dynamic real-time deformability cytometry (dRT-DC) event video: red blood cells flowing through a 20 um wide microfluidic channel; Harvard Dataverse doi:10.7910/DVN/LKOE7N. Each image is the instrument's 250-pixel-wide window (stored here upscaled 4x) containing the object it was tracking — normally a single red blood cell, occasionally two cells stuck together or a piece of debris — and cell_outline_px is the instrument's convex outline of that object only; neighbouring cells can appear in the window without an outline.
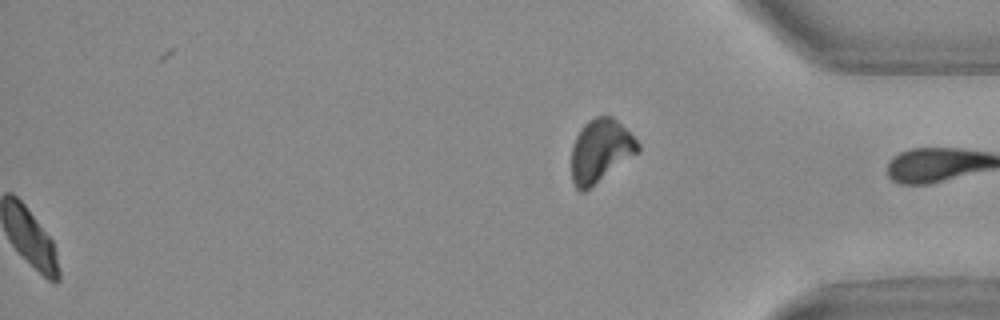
{"species": "Egyptian fruit bat (a non-hibernating species)", "species_latin": "Rousettus aegyptiacus", "temperature_condition": "warm", "stored_images_in_passage": 46, "segment_of_instrument_passage": [2, 2], "camera_frame_rate_fps": 3000, "um_per_image_px": 0.085, "animal": {"sex": "female"}, "frame": {"image": 1, "passage_image": 46, "time_ms": 15.0, "image_size_px": [1000, 320], "cell_outline_px": [[640, 152], [584, 192], [580, 192], [576, 188], [572, 180], [572, 144], [580, 128], [588, 120], [596, 116], [612, 116], [640, 144]], "centroid_in_image_um": [51.03, 12.82], "position_along_channel_um": 384.2, "area_um2": 24.39}}